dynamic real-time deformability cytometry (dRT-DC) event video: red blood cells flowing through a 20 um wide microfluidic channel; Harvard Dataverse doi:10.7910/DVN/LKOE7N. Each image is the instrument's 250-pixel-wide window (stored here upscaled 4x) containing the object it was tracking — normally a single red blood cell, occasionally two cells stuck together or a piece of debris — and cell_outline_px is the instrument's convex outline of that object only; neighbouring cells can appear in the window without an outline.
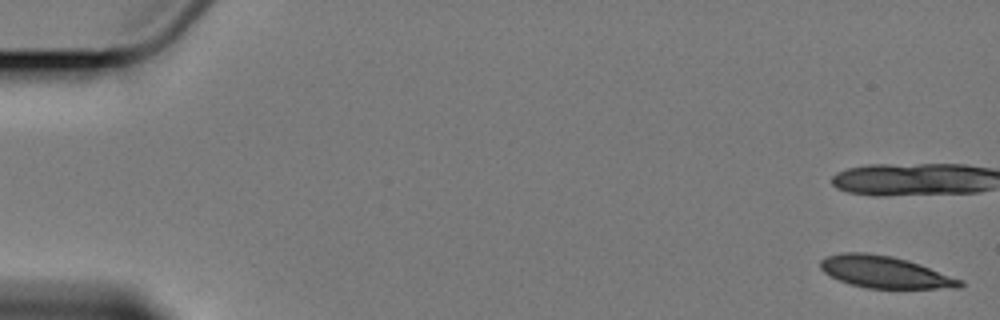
{"species": "Egyptian fruit bat (a non-hibernating species)", "species_latin": "Rousettus aegyptiacus", "temperature_condition": "cold", "stored_images_in_passage": 5, "camera_frame_rate_fps": 3000, "um_per_image_px": 0.085, "animal": {"sex": "female"}, "frame": {"image": 1, "passage_image": 1, "time_ms": 0.0, "image_size_px": [1000, 320], "cell_outline_px": [[964, 284], [960, 288], [868, 288], [852, 284], [840, 280], [824, 272], [820, 268], [820, 260], [828, 256], [840, 252], [864, 252], [892, 256], [920, 264], [964, 280]], "centroid_in_image_um": [75.24, 23.12], "position_along_channel_um": 9.8, "area_um2": 25.84}}